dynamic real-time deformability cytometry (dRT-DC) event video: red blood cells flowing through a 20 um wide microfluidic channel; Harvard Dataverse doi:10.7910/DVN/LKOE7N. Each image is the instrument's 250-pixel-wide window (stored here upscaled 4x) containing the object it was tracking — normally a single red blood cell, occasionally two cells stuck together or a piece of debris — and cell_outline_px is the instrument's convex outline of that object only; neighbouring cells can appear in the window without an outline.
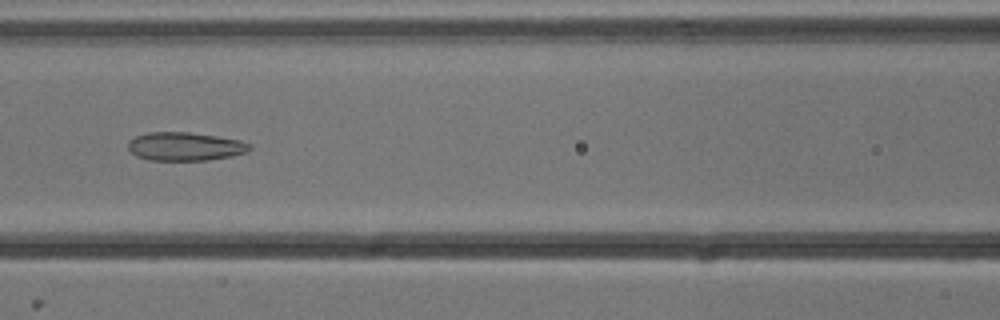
{"species": "common noctule bat (a hibernating species)", "species_latin": "Nyctalus noctula", "temperature_condition": "cold", "stored_images_in_passage": 7, "camera_frame_rate_fps": 3000, "um_per_image_px": 0.085, "animal": {"sex": "male", "body_mass_g": 13.3}, "frame": {"image": 1, "passage_image": 6, "time_ms": 1.667, "image_size_px": [1000, 320], "cell_outline_px": [[252, 148], [248, 152], [232, 156], [208, 160], [148, 160], [136, 156], [128, 148], [128, 140], [136, 136], [148, 132], [188, 132], [216, 136], [240, 140], [252, 144]], "centroid_in_image_um": [15.75, 12.45], "position_along_channel_um": 150.9, "area_um2": 20.29}}
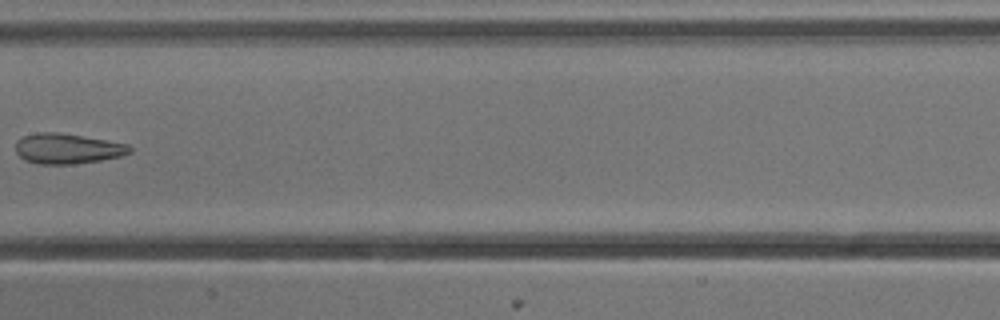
{"frame": {"image": 2, "passage_image": 7, "time_ms": 2.0, "image_size_px": [1000, 320], "cell_outline_px": [[132, 152], [120, 156], [100, 160], [72, 164], [36, 164], [24, 160], [16, 152], [16, 140], [24, 136], [40, 132], [60, 132], [128, 144], [132, 148]], "centroid_in_image_um": [5.71, 12.63], "position_along_channel_um": 201.7, "area_um2": 20.11}}